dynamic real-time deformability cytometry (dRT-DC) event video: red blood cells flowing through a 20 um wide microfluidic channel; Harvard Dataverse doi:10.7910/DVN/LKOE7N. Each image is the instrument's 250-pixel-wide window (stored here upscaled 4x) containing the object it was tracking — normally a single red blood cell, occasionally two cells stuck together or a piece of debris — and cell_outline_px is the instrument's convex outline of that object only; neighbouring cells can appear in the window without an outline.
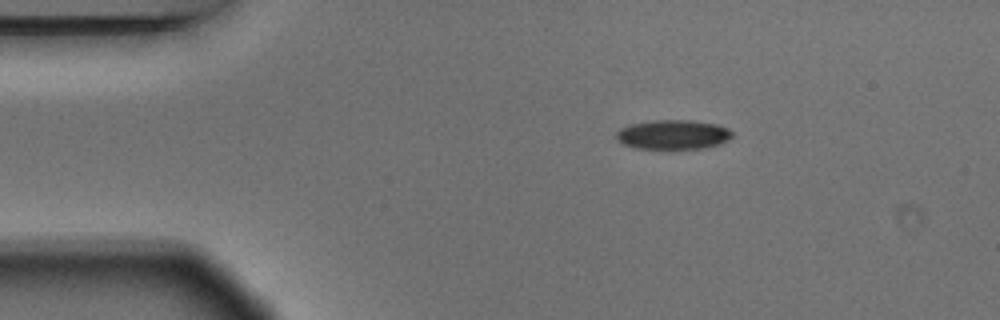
{"species": "Egyptian fruit bat (a non-hibernating species)", "species_latin": "Rousettus aegyptiacus", "temperature_condition": "warm", "stored_images_in_passage": 2, "camera_frame_rate_fps": 3000, "um_per_image_px": 0.085, "animal": {"sex": "male"}, "frame": {"image": 1, "passage_image": 2, "time_ms": 0.333, "image_size_px": [1000, 320], "cell_outline_px": [[732, 136], [728, 140], [720, 144], [704, 148], [636, 148], [624, 144], [616, 140], [616, 132], [620, 128], [632, 124], [656, 120], [692, 120], [716, 124], [728, 128], [732, 132]], "centroid_in_image_um": [57.22, 11.43], "position_along_channel_um": 27.8, "area_um2": 19.77}}